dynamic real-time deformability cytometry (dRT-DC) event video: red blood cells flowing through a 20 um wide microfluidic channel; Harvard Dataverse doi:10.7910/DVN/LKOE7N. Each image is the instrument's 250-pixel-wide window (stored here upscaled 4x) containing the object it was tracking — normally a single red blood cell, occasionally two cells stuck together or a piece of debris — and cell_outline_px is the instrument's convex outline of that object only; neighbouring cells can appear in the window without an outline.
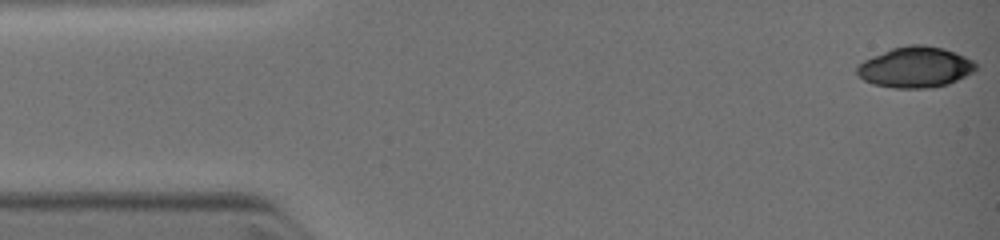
{"species": "common noctule bat (a hibernating species)", "species_latin": "Nyctalus noctula", "temperature_condition": "warm", "stored_images_in_passage": 14, "camera_frame_rate_fps": 3000, "um_per_image_px": 0.085, "animal": {"sex": "female", "body_mass_g": 19.0, "forearm_length_mm": 51.5}, "frame": {"image": 1, "passage_image": 1, "time_ms": 0.0, "image_size_px": [1000, 240], "cell_outline_px": [[976, 72], [948, 84], [932, 88], [892, 88], [872, 84], [864, 80], [856, 72], [856, 64], [872, 56], [892, 48], [908, 44], [924, 44], [944, 48], [976, 60]], "centroid_in_image_um": [77.83, 5.71], "position_along_channel_um": 7.2, "area_um2": 28.73}}
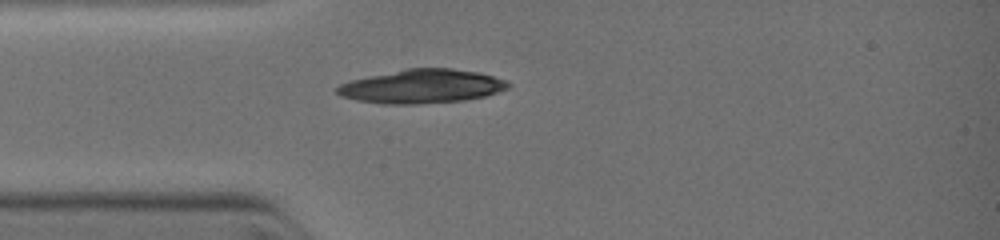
{"frame": {"image": 2, "passage_image": 10, "time_ms": 3.0, "image_size_px": [1000, 240], "cell_outline_px": [[512, 84], [508, 88], [484, 96], [464, 100], [416, 104], [380, 104], [356, 100], [340, 96], [336, 92], [336, 88], [340, 84], [352, 80], [408, 68], [452, 68], [480, 72], [508, 80]], "centroid_in_image_um": [35.89, 7.34], "position_along_channel_um": 49.1, "area_um2": 33.7}}